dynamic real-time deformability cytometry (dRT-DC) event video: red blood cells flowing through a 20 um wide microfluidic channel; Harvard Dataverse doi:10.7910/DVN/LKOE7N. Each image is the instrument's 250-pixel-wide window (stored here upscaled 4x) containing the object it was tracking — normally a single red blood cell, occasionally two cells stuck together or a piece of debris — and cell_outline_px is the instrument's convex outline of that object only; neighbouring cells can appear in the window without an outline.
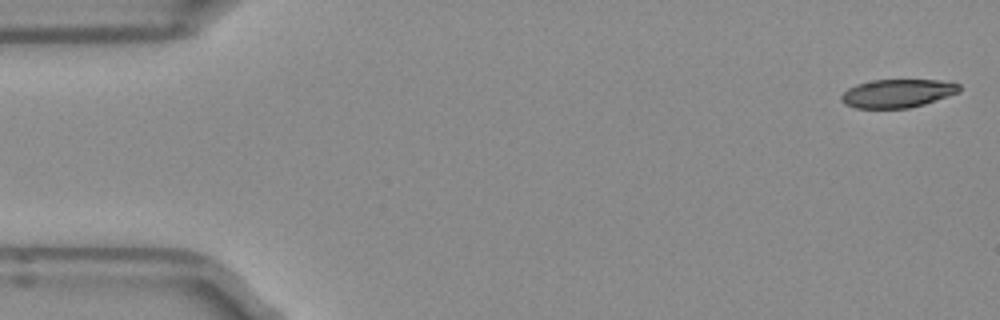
{"species": "Egyptian fruit bat (a non-hibernating species)", "species_latin": "Rousettus aegyptiacus", "temperature_condition": "room temperature", "stored_images_in_passage": 50, "camera_frame_rate_fps": 3000, "um_per_image_px": 0.085, "frame": {"image": 1, "passage_image": 1, "time_ms": 0.0, "image_size_px": [1000, 320], "cell_outline_px": [[960, 92], [924, 104], [908, 108], [856, 108], [844, 104], [840, 100], [840, 96], [848, 88], [856, 84], [872, 80], [940, 80], [960, 84]], "centroid_in_image_um": [76.26, 7.93], "position_along_channel_um": 8.7, "area_um2": 19.54}}
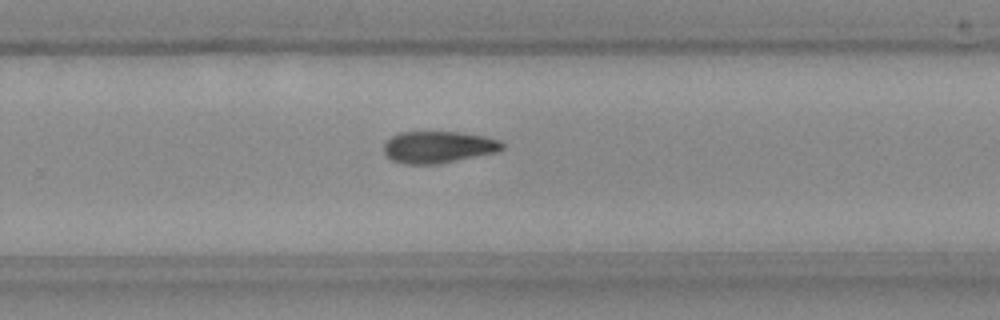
{"frame": {"image": 2, "passage_image": 32, "time_ms": 10.333, "image_size_px": [1000, 320], "cell_outline_px": [[504, 148], [500, 152], [436, 164], [404, 164], [392, 160], [384, 152], [384, 144], [392, 136], [400, 132], [456, 132], [484, 136], [500, 140], [504, 144]], "centroid_in_image_um": [37.29, 12.5], "position_along_channel_um": 292.5, "area_um2": 21.96}}
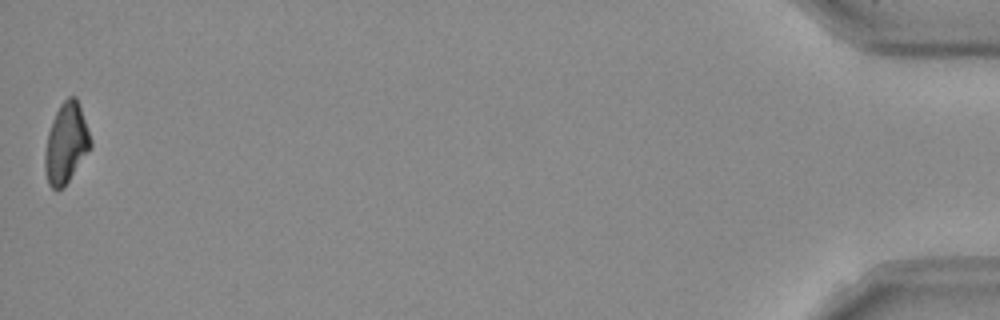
{"frame": {"image": 3, "passage_image": 50, "time_ms": 16.333, "image_size_px": [1000, 320], "cell_outline_px": [[92, 148], [68, 180], [60, 188], [52, 188], [48, 184], [44, 168], [44, 156], [48, 132], [52, 120], [60, 104], [68, 96], [76, 96], [92, 140]], "centroid_in_image_um": [5.62, 12.15], "position_along_channel_um": 429.6, "area_um2": 21.15}}